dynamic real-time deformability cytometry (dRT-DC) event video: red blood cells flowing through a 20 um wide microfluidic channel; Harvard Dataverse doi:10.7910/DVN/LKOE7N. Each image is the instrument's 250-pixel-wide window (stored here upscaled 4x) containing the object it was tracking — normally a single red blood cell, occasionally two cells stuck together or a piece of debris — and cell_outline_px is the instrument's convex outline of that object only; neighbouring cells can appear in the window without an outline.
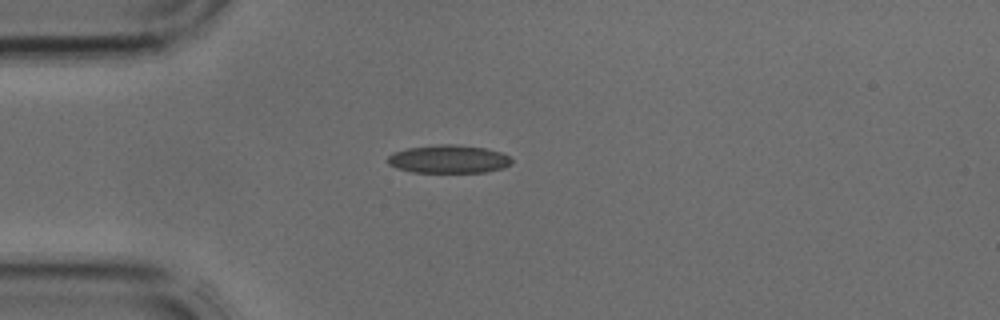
{"species": "common noctule bat (a hibernating species)", "species_latin": "Nyctalus noctula", "temperature_condition": "cold", "stored_images_in_passage": 2, "camera_frame_rate_fps": 3000, "um_per_image_px": 0.085, "animal": {"sex": "male", "body_mass_g": 17.9, "forearm_length_mm": 54.2}, "frame": {"image": 1, "passage_image": 2, "time_ms": 0.333, "image_size_px": [1000, 320], "cell_outline_px": [[512, 164], [504, 168], [484, 172], [412, 172], [396, 168], [388, 164], [388, 156], [396, 152], [408, 148], [440, 144], [452, 144], [484, 148], [500, 152], [508, 156], [512, 160]], "centroid_in_image_um": [38.14, 13.53], "position_along_channel_um": 46.9, "area_um2": 20.17}}